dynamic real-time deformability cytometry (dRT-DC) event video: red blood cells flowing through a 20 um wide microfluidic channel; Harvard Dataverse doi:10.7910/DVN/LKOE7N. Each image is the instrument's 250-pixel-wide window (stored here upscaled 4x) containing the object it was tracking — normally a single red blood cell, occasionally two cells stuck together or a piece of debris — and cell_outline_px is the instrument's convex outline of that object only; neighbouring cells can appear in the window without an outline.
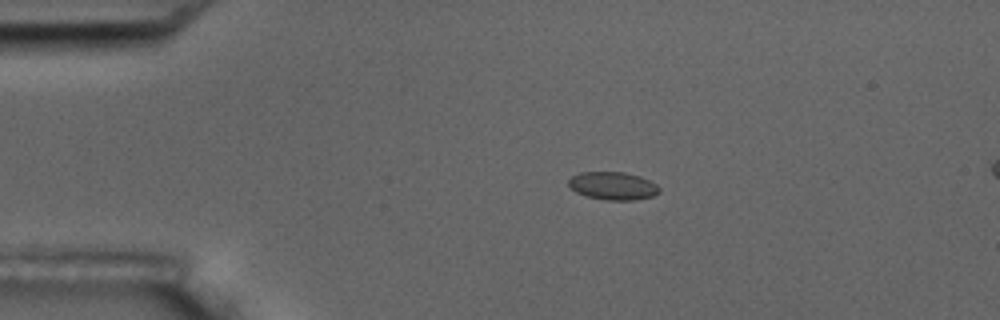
{"species": "common noctule bat (a hibernating species)", "species_latin": "Nyctalus noctula", "temperature_condition": "room temperature", "stored_images_in_passage": 4, "camera_frame_rate_fps": 3000, "um_per_image_px": 0.085, "animal": {"sex": "male", "body_mass_g": 17.5, "forearm_length_mm": 52.3}, "frame": {"image": 1, "passage_image": 2, "time_ms": 1.0, "image_size_px": [1000, 320], "cell_outline_px": [[660, 192], [652, 196], [636, 200], [604, 200], [588, 196], [576, 192], [568, 184], [568, 180], [572, 176], [580, 172], [624, 172], [640, 176], [656, 184], [660, 188]], "centroid_in_image_um": [52.11, 15.79], "position_along_channel_um": 32.9, "area_um2": 14.74}}